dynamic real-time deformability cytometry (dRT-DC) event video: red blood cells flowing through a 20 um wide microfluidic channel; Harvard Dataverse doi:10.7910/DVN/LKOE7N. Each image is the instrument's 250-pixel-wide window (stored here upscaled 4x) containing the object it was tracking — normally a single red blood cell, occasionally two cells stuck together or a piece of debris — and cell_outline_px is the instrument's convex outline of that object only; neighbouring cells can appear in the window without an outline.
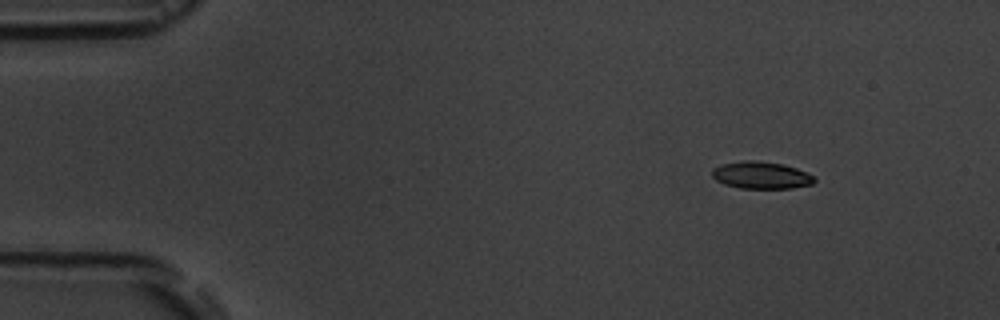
{"species": "common noctule bat (a hibernating species)", "species_latin": "Nyctalus noctula", "temperature_condition": "room temperature", "stored_images_in_passage": 3, "camera_frame_rate_fps": 3000, "um_per_image_px": 0.085, "animal": {"sex": "male", "body_mass_g": 19.5, "forearm_length_mm": 54.6}, "frame": {"image": 1, "passage_image": 1, "time_ms": 0.0, "image_size_px": [1000, 320], "cell_outline_px": [[816, 180], [812, 184], [792, 188], [740, 188], [724, 184], [716, 180], [712, 176], [712, 168], [720, 164], [744, 160], [756, 160], [784, 164], [796, 168], [812, 176]], "centroid_in_image_um": [64.65, 14.88], "position_along_channel_um": 20.3, "area_um2": 16.18}}
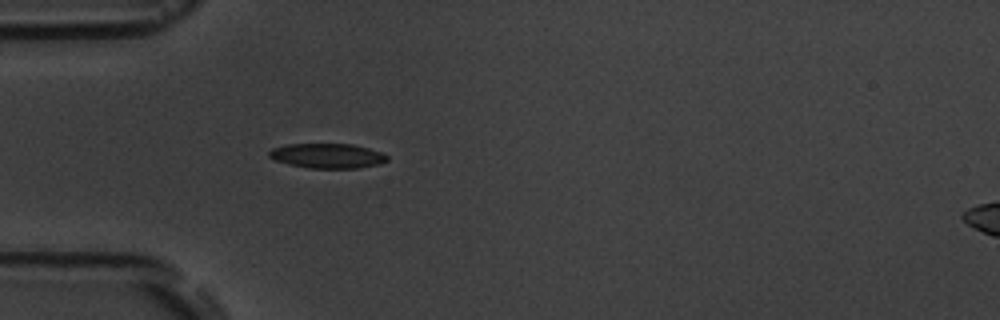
{"frame": {"image": 2, "passage_image": 3, "time_ms": 3.333, "image_size_px": [1000, 320], "cell_outline_px": [[388, 160], [380, 164], [356, 168], [308, 168], [288, 164], [276, 160], [268, 156], [268, 152], [272, 148], [288, 144], [352, 144], [384, 152], [388, 156]], "centroid_in_image_um": [27.85, 13.24], "position_along_channel_um": 57.1, "area_um2": 17.11}}